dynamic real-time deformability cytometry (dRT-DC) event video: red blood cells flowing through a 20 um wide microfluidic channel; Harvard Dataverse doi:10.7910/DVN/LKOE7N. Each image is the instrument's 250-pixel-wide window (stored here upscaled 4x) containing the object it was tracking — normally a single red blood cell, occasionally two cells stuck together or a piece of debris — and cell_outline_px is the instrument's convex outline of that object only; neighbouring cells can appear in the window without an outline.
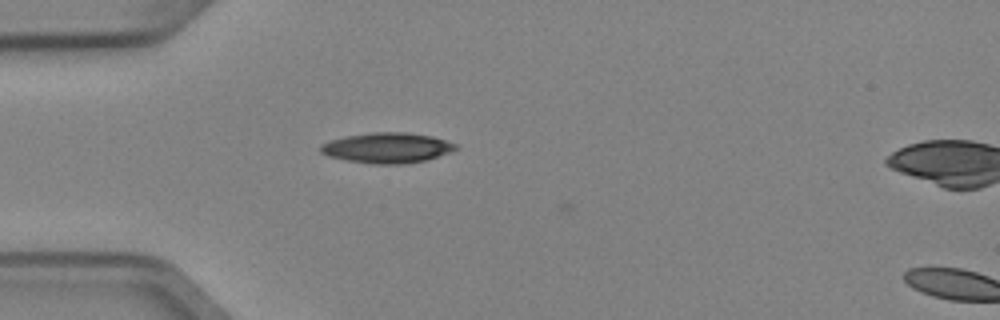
{"species": "Egyptian fruit bat (a non-hibernating species)", "species_latin": "Rousettus aegyptiacus", "temperature_condition": "cold", "stored_images_in_passage": 6, "camera_frame_rate_fps": 3000, "um_per_image_px": 0.085, "animal": {"sex": "female"}, "frame": {"image": 1, "passage_image": 5, "time_ms": 1.333, "image_size_px": [1000, 320], "cell_outline_px": [[460, 148], [452, 152], [428, 160], [404, 164], [372, 164], [348, 160], [328, 156], [320, 152], [320, 144], [344, 136], [372, 132], [408, 132], [432, 136], [460, 144]], "centroid_in_image_um": [32.98, 12.56], "position_along_channel_um": 52.0, "area_um2": 24.28}}